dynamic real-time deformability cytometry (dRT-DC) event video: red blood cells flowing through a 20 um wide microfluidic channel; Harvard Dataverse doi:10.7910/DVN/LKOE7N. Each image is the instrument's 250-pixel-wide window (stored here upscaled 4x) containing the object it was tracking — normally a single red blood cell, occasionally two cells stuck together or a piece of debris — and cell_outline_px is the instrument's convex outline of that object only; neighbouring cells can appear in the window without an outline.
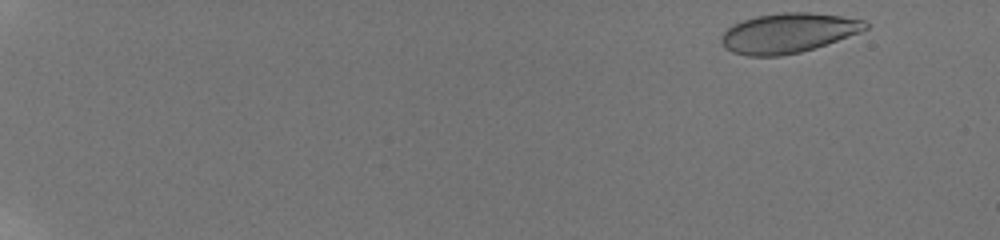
{"species": "human", "species_latin": "Homo sapiens", "temperature_condition": "room temperature", "stored_images_in_passage": 55, "camera_frame_rate_fps": 3000, "um_per_image_px": 0.085, "donor": {"sex": "male"}, "frame": {"image": 1, "passage_image": 2, "time_ms": 0.333, "image_size_px": [1000, 240], "cell_outline_px": [[868, 28], [860, 32], [800, 52], [780, 56], [748, 56], [732, 52], [724, 48], [720, 40], [720, 36], [732, 24], [756, 16], [784, 12], [808, 12], [840, 16], [864, 20], [868, 24]], "centroid_in_image_um": [66.94, 2.8], "position_along_channel_um": 18.1, "area_um2": 33.12}}
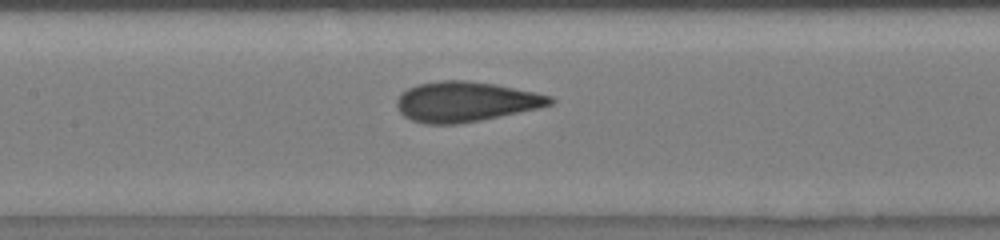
{"frame": {"image": 2, "passage_image": 29, "time_ms": 9.333, "image_size_px": [1000, 240], "cell_outline_px": [[556, 100], [552, 104], [536, 108], [500, 116], [480, 120], [456, 124], [424, 124], [412, 120], [404, 116], [400, 112], [396, 104], [396, 100], [408, 88], [416, 84], [440, 80], [464, 80], [492, 84], [552, 96]], "centroid_in_image_um": [39.53, 8.64], "position_along_channel_um": 167.9, "area_um2": 35.37}}
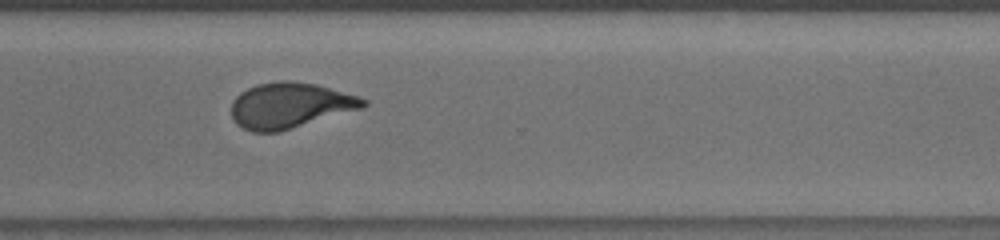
{"frame": {"image": 3, "passage_image": 43, "time_ms": 14.0, "image_size_px": [1000, 240], "cell_outline_px": [[368, 104], [364, 108], [280, 132], [252, 132], [236, 124], [232, 116], [232, 100], [240, 92], [256, 84], [280, 80], [292, 80], [316, 84], [360, 96], [368, 100]], "centroid_in_image_um": [24.67, 8.96], "position_along_channel_um": 345.9, "area_um2": 35.49}, "authors_computed_cell_mechanics": {"area_um2": 35.0846, "velocity_mm_per_s": 3.8286, "shape_relaxation_time_tau1_ms": 5.0066, "shape_relaxation_time_tau2_ms": 0.7854, "deformation_change_tau1": 0.1701, "deformation_change_tau2": 0.0586}}